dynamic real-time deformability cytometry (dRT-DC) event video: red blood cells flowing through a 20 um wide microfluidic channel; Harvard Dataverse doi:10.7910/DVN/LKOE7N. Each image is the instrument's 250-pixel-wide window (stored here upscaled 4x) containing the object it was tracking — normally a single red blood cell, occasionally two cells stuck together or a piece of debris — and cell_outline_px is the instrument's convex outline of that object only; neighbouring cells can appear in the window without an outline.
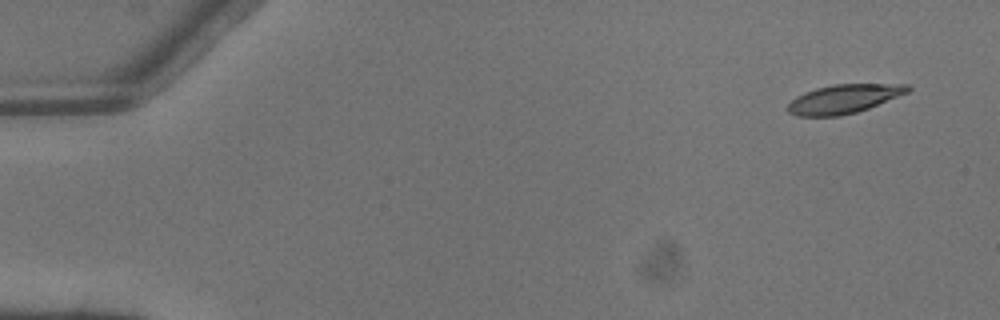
{"species": "common noctule bat (a hibernating species)", "species_latin": "Nyctalus noctula", "temperature_condition": "warm", "stored_images_in_passage": 4, "camera_frame_rate_fps": 3000, "um_per_image_px": 0.085, "animal": {"sex": "male", "body_mass_g": 13.3}, "frame": {"image": 1, "passage_image": 1, "time_ms": 0.0, "image_size_px": [1000, 320], "cell_outline_px": [[912, 88], [908, 92], [868, 108], [856, 112], [840, 116], [796, 116], [788, 112], [784, 108], [796, 96], [804, 92], [816, 88], [832, 84], [908, 84]], "centroid_in_image_um": [71.68, 8.41], "position_along_channel_um": 13.3, "area_um2": 20.23}}
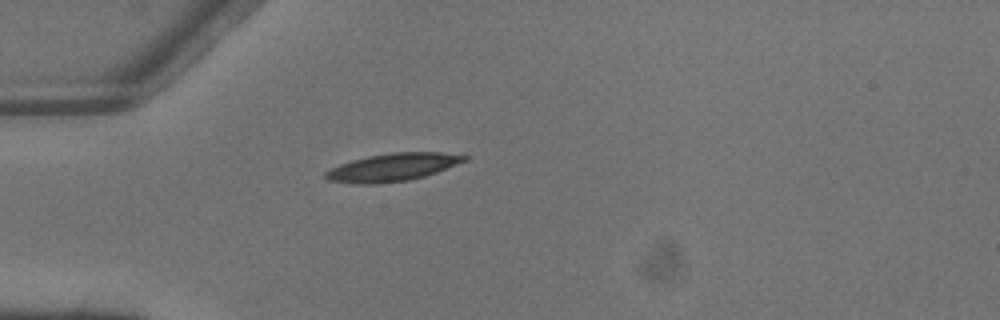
{"frame": {"image": 2, "passage_image": 4, "time_ms": 1.0, "image_size_px": [1000, 320], "cell_outline_px": [[468, 160], [436, 172], [424, 176], [408, 180], [380, 184], [356, 184], [328, 180], [324, 176], [324, 172], [340, 164], [352, 160], [368, 156], [392, 152], [440, 152], [468, 156]], "centroid_in_image_um": [33.36, 14.22], "position_along_channel_um": 51.6, "area_um2": 22.43}}